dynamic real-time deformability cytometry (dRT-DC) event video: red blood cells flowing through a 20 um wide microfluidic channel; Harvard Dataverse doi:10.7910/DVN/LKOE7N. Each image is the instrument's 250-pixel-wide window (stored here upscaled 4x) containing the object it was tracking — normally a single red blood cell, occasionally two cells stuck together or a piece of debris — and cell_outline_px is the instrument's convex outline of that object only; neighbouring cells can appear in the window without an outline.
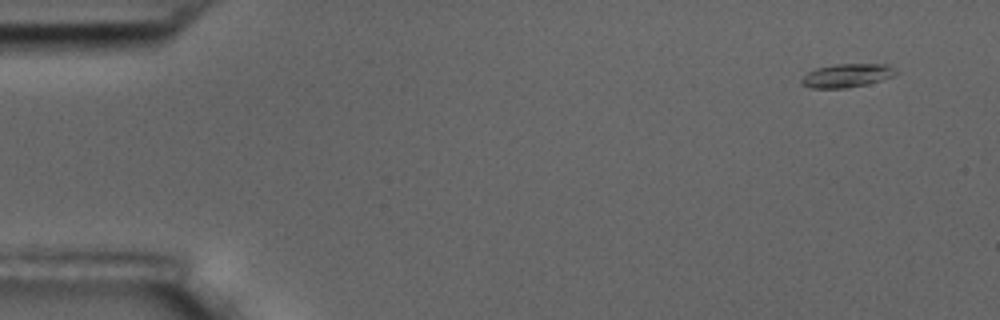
{"species": "common noctule bat (a hibernating species)", "species_latin": "Nyctalus noctula", "temperature_condition": "room temperature", "stored_images_in_passage": 5, "camera_frame_rate_fps": 3000, "um_per_image_px": 0.085, "animal": {"sex": "male", "body_mass_g": 17.5, "forearm_length_mm": 52.3}, "frame": {"image": 1, "passage_image": 1, "time_ms": 0.0, "image_size_px": [1000, 320], "cell_outline_px": [[900, 72], [892, 76], [880, 80], [864, 84], [844, 88], [812, 88], [800, 84], [800, 80], [808, 72], [816, 68], [836, 64], [888, 64]], "centroid_in_image_um": [71.98, 6.41], "position_along_channel_um": 13.0, "area_um2": 12.83}}